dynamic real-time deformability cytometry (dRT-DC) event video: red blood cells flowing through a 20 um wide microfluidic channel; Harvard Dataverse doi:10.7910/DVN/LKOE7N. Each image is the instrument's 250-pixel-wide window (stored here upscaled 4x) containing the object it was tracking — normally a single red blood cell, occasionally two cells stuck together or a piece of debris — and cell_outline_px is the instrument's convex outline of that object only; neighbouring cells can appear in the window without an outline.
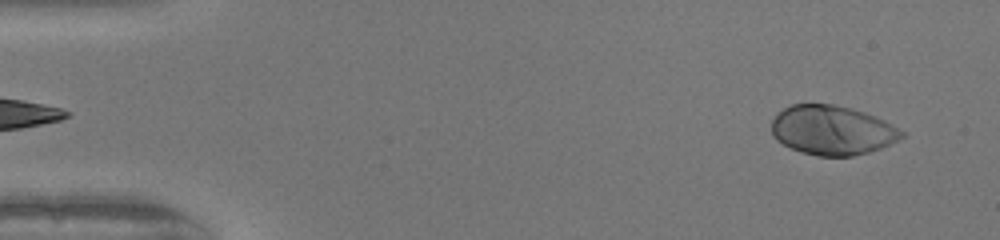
{"species": "human", "species_latin": "Homo sapiens", "temperature_condition": "warm", "stored_images_in_passage": 49, "camera_frame_rate_fps": 3000, "um_per_image_px": 0.085, "donor": {"sex": "female"}, "frame": {"image": 1, "passage_image": 2, "time_ms": 0.333, "image_size_px": [1000, 240], "cell_outline_px": [[908, 132], [904, 136], [880, 148], [868, 152], [852, 156], [816, 156], [800, 152], [776, 140], [772, 136], [772, 120], [776, 112], [792, 104], [832, 104], [852, 108], [876, 116]], "centroid_in_image_um": [70.73, 11.06], "position_along_channel_um": 14.3, "area_um2": 37.69}}
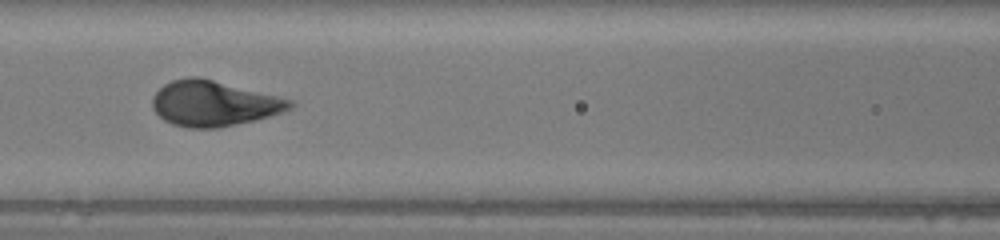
{"frame": {"image": 2, "passage_image": 21, "time_ms": 6.667, "image_size_px": [1000, 240], "cell_outline_px": [[296, 104], [292, 108], [284, 112], [256, 120], [216, 128], [188, 128], [172, 124], [164, 120], [152, 108], [152, 96], [164, 84], [172, 80], [192, 76], [196, 76], [292, 100]], "centroid_in_image_um": [18.16, 8.81], "position_along_channel_um": 148.4, "area_um2": 36.13}}
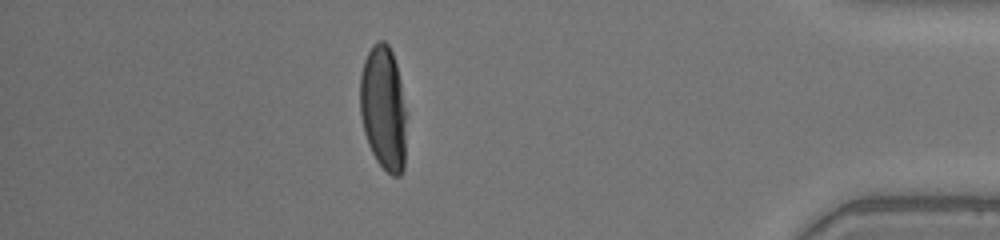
{"frame": {"image": 3, "passage_image": 43, "time_ms": 14.0, "image_size_px": [1000, 240], "cell_outline_px": [[408, 112], [404, 168], [400, 176], [392, 176], [376, 160], [368, 144], [364, 132], [360, 116], [360, 76], [364, 60], [372, 44], [376, 40], [384, 40], [388, 44], [392, 52], [396, 64]], "centroid_in_image_um": [32.62, 9.2], "position_along_channel_um": 402.6, "area_um2": 34.56}, "authors_computed_cell_mechanics": {"area_um2": 36.0672, "velocity_mm_per_s": 4.0628, "shape_relaxation_time_tau1_ms": 2.7802, "shape_relaxation_time_tau2_ms": null, "deformation_change_tau1": 0.2087, "deformation_change_tau2": null}}